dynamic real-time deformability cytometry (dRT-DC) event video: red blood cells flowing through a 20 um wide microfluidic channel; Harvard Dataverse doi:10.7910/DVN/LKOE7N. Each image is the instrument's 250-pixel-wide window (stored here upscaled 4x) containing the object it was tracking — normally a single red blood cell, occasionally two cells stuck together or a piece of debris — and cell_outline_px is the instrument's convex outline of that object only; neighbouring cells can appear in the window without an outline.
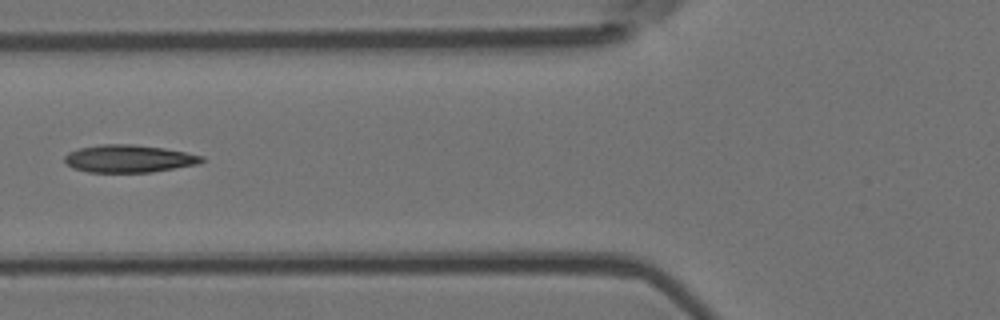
{"species": "Egyptian fruit bat (a non-hibernating species)", "species_latin": "Rousettus aegyptiacus", "temperature_condition": "room temperature", "stored_images_in_passage": 6, "camera_frame_rate_fps": 3000, "um_per_image_px": 0.085, "animal": {"sex": "female"}, "frame": {"image": 1, "passage_image": 6, "time_ms": 1.667, "image_size_px": [1000, 320], "cell_outline_px": [[204, 160], [200, 164], [152, 172], [88, 172], [72, 168], [64, 160], [64, 156], [68, 152], [80, 148], [100, 144], [136, 144], [164, 148], [204, 156]], "centroid_in_image_um": [10.96, 13.48], "position_along_channel_um": 114.8, "area_um2": 22.14}}